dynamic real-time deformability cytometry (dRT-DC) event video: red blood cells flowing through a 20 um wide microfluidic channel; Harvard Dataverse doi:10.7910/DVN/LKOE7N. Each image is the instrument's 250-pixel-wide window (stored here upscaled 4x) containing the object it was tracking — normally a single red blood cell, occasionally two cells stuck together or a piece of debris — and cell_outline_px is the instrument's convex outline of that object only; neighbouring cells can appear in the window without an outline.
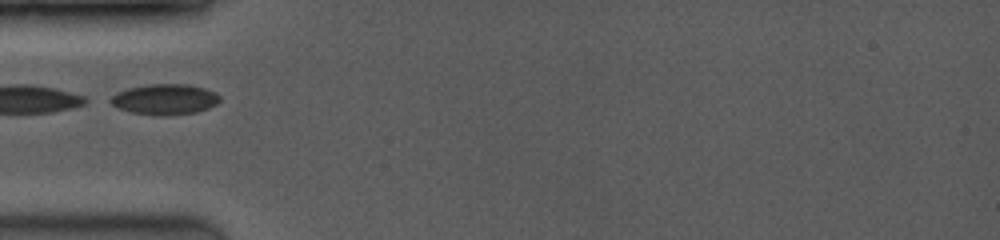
{"species": "common noctule bat (a hibernating species)", "species_latin": "Nyctalus noctula", "temperature_condition": "room temperature", "stored_images_in_passage": 34, "camera_frame_rate_fps": 3500, "um_per_image_px": 0.085, "animal": {"sex": "female", "body_mass_g": 19.0, "forearm_length_mm": 53.3}, "frame": {"image": 1, "passage_image": 1, "time_ms": 0.0, "image_size_px": [1000, 240], "cell_outline_px": [[220, 100], [216, 104], [208, 108], [196, 112], [164, 116], [152, 116], [132, 112], [116, 108], [104, 100], [116, 92], [128, 88], [148, 84], [184, 84], [204, 88], [216, 92], [220, 96]], "centroid_in_image_um": [13.93, 8.45], "position_along_channel_um": 71.1, "area_um2": 19.88}}